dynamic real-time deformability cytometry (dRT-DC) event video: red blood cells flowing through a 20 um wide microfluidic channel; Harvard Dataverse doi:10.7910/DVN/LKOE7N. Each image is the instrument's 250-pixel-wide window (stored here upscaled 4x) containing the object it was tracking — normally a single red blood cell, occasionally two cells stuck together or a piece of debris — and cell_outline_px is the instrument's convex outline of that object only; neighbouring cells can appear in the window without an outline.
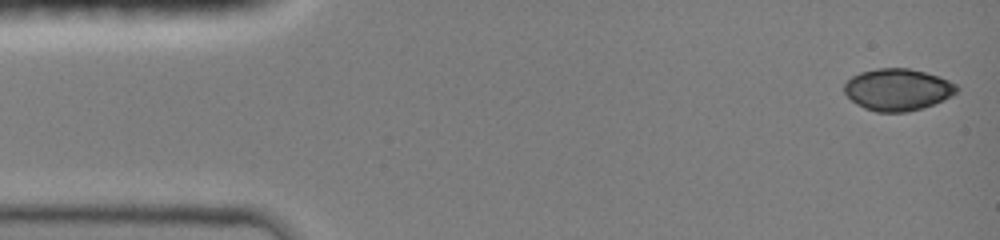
{"species": "common noctule bat (a hibernating species)", "species_latin": "Nyctalus noctula", "temperature_condition": "room temperature", "stored_images_in_passage": 37, "camera_frame_rate_fps": 3000, "um_per_image_px": 0.085, "animal": {"sex": "female", "body_mass_g": 19.0, "forearm_length_mm": 51.5}, "frame": {"image": 1, "passage_image": 1, "time_ms": 0.0, "image_size_px": [1000, 240], "cell_outline_px": [[960, 88], [952, 96], [944, 100], [908, 112], [876, 112], [864, 108], [856, 104], [844, 92], [844, 84], [852, 76], [860, 72], [876, 68], [908, 68], [940, 76], [956, 84]], "centroid_in_image_um": [76.3, 7.61], "position_along_channel_um": 8.7, "area_um2": 27.51}}
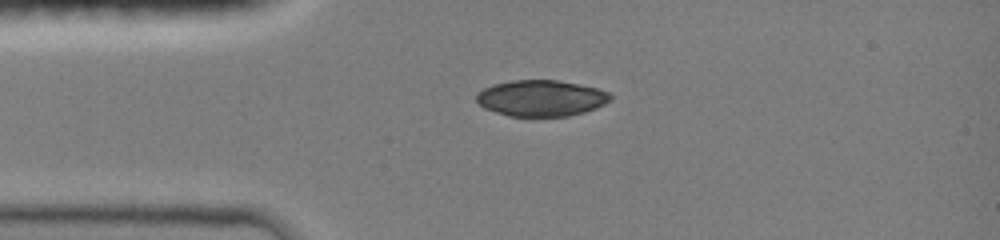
{"frame": {"image": 2, "passage_image": 28, "time_ms": 3.0, "image_size_px": [1000, 240], "cell_outline_px": [[612, 100], [596, 108], [584, 112], [568, 116], [508, 116], [484, 108], [476, 100], [476, 92], [492, 84], [512, 80], [556, 80], [596, 88], [608, 92], [612, 96]], "centroid_in_image_um": [45.97, 8.34], "position_along_channel_um": 39.0, "area_um2": 28.21}}